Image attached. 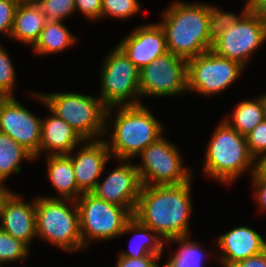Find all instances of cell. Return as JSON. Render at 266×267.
Wrapping results in <instances>:
<instances>
[{
    "mask_svg": "<svg viewBox=\"0 0 266 267\" xmlns=\"http://www.w3.org/2000/svg\"><path fill=\"white\" fill-rule=\"evenodd\" d=\"M3 184L4 183H0V219L6 201L14 193L13 191H10L7 187H5V185Z\"/></svg>",
    "mask_w": 266,
    "mask_h": 267,
    "instance_id": "f35d334b",
    "label": "cell"
},
{
    "mask_svg": "<svg viewBox=\"0 0 266 267\" xmlns=\"http://www.w3.org/2000/svg\"><path fill=\"white\" fill-rule=\"evenodd\" d=\"M129 233L134 234L130 241L129 250H122L118 256L140 258L155 254L162 258L161 256L165 252V241L151 228L142 225L136 218L132 217L126 223L120 237Z\"/></svg>",
    "mask_w": 266,
    "mask_h": 267,
    "instance_id": "7402d4cb",
    "label": "cell"
},
{
    "mask_svg": "<svg viewBox=\"0 0 266 267\" xmlns=\"http://www.w3.org/2000/svg\"><path fill=\"white\" fill-rule=\"evenodd\" d=\"M23 160L34 161V156L7 134L0 132V183L12 174L21 172Z\"/></svg>",
    "mask_w": 266,
    "mask_h": 267,
    "instance_id": "cb8c5ba5",
    "label": "cell"
},
{
    "mask_svg": "<svg viewBox=\"0 0 266 267\" xmlns=\"http://www.w3.org/2000/svg\"><path fill=\"white\" fill-rule=\"evenodd\" d=\"M18 3L37 2L38 0H16Z\"/></svg>",
    "mask_w": 266,
    "mask_h": 267,
    "instance_id": "b9f144b4",
    "label": "cell"
},
{
    "mask_svg": "<svg viewBox=\"0 0 266 267\" xmlns=\"http://www.w3.org/2000/svg\"><path fill=\"white\" fill-rule=\"evenodd\" d=\"M262 105H263V117L264 121H266V94L261 95Z\"/></svg>",
    "mask_w": 266,
    "mask_h": 267,
    "instance_id": "60d3db41",
    "label": "cell"
},
{
    "mask_svg": "<svg viewBox=\"0 0 266 267\" xmlns=\"http://www.w3.org/2000/svg\"><path fill=\"white\" fill-rule=\"evenodd\" d=\"M30 95L68 123L83 140H99L105 137L107 108L98 96L74 92L46 94L34 91H30Z\"/></svg>",
    "mask_w": 266,
    "mask_h": 267,
    "instance_id": "5b68a950",
    "label": "cell"
},
{
    "mask_svg": "<svg viewBox=\"0 0 266 267\" xmlns=\"http://www.w3.org/2000/svg\"><path fill=\"white\" fill-rule=\"evenodd\" d=\"M41 121L14 96L0 97V132L23 146L35 160L39 158Z\"/></svg>",
    "mask_w": 266,
    "mask_h": 267,
    "instance_id": "4fadbf2b",
    "label": "cell"
},
{
    "mask_svg": "<svg viewBox=\"0 0 266 267\" xmlns=\"http://www.w3.org/2000/svg\"><path fill=\"white\" fill-rule=\"evenodd\" d=\"M111 121L114 127L110 133ZM164 129L161 121L143 104L117 106L106 110L105 135L110 137V141L106 140V143L111 156L117 160L137 157L147 146L163 136Z\"/></svg>",
    "mask_w": 266,
    "mask_h": 267,
    "instance_id": "7a4b0ae2",
    "label": "cell"
},
{
    "mask_svg": "<svg viewBox=\"0 0 266 267\" xmlns=\"http://www.w3.org/2000/svg\"><path fill=\"white\" fill-rule=\"evenodd\" d=\"M35 212L37 238L69 253L83 249L76 201L36 196Z\"/></svg>",
    "mask_w": 266,
    "mask_h": 267,
    "instance_id": "8992f818",
    "label": "cell"
},
{
    "mask_svg": "<svg viewBox=\"0 0 266 267\" xmlns=\"http://www.w3.org/2000/svg\"><path fill=\"white\" fill-rule=\"evenodd\" d=\"M141 4L138 0H102L101 19L114 17L127 19L139 13Z\"/></svg>",
    "mask_w": 266,
    "mask_h": 267,
    "instance_id": "f1b7e54d",
    "label": "cell"
},
{
    "mask_svg": "<svg viewBox=\"0 0 266 267\" xmlns=\"http://www.w3.org/2000/svg\"><path fill=\"white\" fill-rule=\"evenodd\" d=\"M77 39L64 21H47L32 49L37 55H54L74 46Z\"/></svg>",
    "mask_w": 266,
    "mask_h": 267,
    "instance_id": "603a6c76",
    "label": "cell"
},
{
    "mask_svg": "<svg viewBox=\"0 0 266 267\" xmlns=\"http://www.w3.org/2000/svg\"><path fill=\"white\" fill-rule=\"evenodd\" d=\"M100 72V98L108 109L142 104L138 68L116 45L106 56Z\"/></svg>",
    "mask_w": 266,
    "mask_h": 267,
    "instance_id": "52a82bcc",
    "label": "cell"
},
{
    "mask_svg": "<svg viewBox=\"0 0 266 267\" xmlns=\"http://www.w3.org/2000/svg\"><path fill=\"white\" fill-rule=\"evenodd\" d=\"M15 77L13 62L5 48L0 44V97L13 96Z\"/></svg>",
    "mask_w": 266,
    "mask_h": 267,
    "instance_id": "4dcf8cb0",
    "label": "cell"
},
{
    "mask_svg": "<svg viewBox=\"0 0 266 267\" xmlns=\"http://www.w3.org/2000/svg\"><path fill=\"white\" fill-rule=\"evenodd\" d=\"M251 155L257 160L266 152V121L260 122L246 135Z\"/></svg>",
    "mask_w": 266,
    "mask_h": 267,
    "instance_id": "1f68e13d",
    "label": "cell"
},
{
    "mask_svg": "<svg viewBox=\"0 0 266 267\" xmlns=\"http://www.w3.org/2000/svg\"><path fill=\"white\" fill-rule=\"evenodd\" d=\"M114 267H158L161 258L155 254H149L140 258L118 256Z\"/></svg>",
    "mask_w": 266,
    "mask_h": 267,
    "instance_id": "836d02e7",
    "label": "cell"
},
{
    "mask_svg": "<svg viewBox=\"0 0 266 267\" xmlns=\"http://www.w3.org/2000/svg\"><path fill=\"white\" fill-rule=\"evenodd\" d=\"M46 21H63L76 12L74 0H38Z\"/></svg>",
    "mask_w": 266,
    "mask_h": 267,
    "instance_id": "f546056e",
    "label": "cell"
},
{
    "mask_svg": "<svg viewBox=\"0 0 266 267\" xmlns=\"http://www.w3.org/2000/svg\"><path fill=\"white\" fill-rule=\"evenodd\" d=\"M18 4L16 0H0V34H6L8 39L13 28L14 14Z\"/></svg>",
    "mask_w": 266,
    "mask_h": 267,
    "instance_id": "d6a6232c",
    "label": "cell"
},
{
    "mask_svg": "<svg viewBox=\"0 0 266 267\" xmlns=\"http://www.w3.org/2000/svg\"><path fill=\"white\" fill-rule=\"evenodd\" d=\"M43 118L41 121V141L39 147V157L47 153L48 155L69 154L84 142L79 134L64 120L54 113Z\"/></svg>",
    "mask_w": 266,
    "mask_h": 267,
    "instance_id": "d6986e66",
    "label": "cell"
},
{
    "mask_svg": "<svg viewBox=\"0 0 266 267\" xmlns=\"http://www.w3.org/2000/svg\"><path fill=\"white\" fill-rule=\"evenodd\" d=\"M176 145L163 136L147 146L139 155L136 167L142 185H179L193 177V171L184 168Z\"/></svg>",
    "mask_w": 266,
    "mask_h": 267,
    "instance_id": "9c48e42d",
    "label": "cell"
},
{
    "mask_svg": "<svg viewBox=\"0 0 266 267\" xmlns=\"http://www.w3.org/2000/svg\"><path fill=\"white\" fill-rule=\"evenodd\" d=\"M222 120L206 147L203 170L209 178L228 186L243 173L252 175L256 171V159L249 151L246 136Z\"/></svg>",
    "mask_w": 266,
    "mask_h": 267,
    "instance_id": "277c9868",
    "label": "cell"
},
{
    "mask_svg": "<svg viewBox=\"0 0 266 267\" xmlns=\"http://www.w3.org/2000/svg\"><path fill=\"white\" fill-rule=\"evenodd\" d=\"M210 4L176 1L162 12L167 51L185 60L210 51L208 36Z\"/></svg>",
    "mask_w": 266,
    "mask_h": 267,
    "instance_id": "3957f363",
    "label": "cell"
},
{
    "mask_svg": "<svg viewBox=\"0 0 266 267\" xmlns=\"http://www.w3.org/2000/svg\"><path fill=\"white\" fill-rule=\"evenodd\" d=\"M0 220L2 230L28 246L37 238L35 199L28 203L21 195L13 193L4 205Z\"/></svg>",
    "mask_w": 266,
    "mask_h": 267,
    "instance_id": "ac0fdd59",
    "label": "cell"
},
{
    "mask_svg": "<svg viewBox=\"0 0 266 267\" xmlns=\"http://www.w3.org/2000/svg\"><path fill=\"white\" fill-rule=\"evenodd\" d=\"M81 145L77 153L74 154L73 150L68 155L71 158L76 184L85 193L95 188L112 156L106 139L84 140Z\"/></svg>",
    "mask_w": 266,
    "mask_h": 267,
    "instance_id": "2e32d148",
    "label": "cell"
},
{
    "mask_svg": "<svg viewBox=\"0 0 266 267\" xmlns=\"http://www.w3.org/2000/svg\"><path fill=\"white\" fill-rule=\"evenodd\" d=\"M192 180L179 185H142L133 217L165 242L190 236Z\"/></svg>",
    "mask_w": 266,
    "mask_h": 267,
    "instance_id": "6da1fadb",
    "label": "cell"
},
{
    "mask_svg": "<svg viewBox=\"0 0 266 267\" xmlns=\"http://www.w3.org/2000/svg\"><path fill=\"white\" fill-rule=\"evenodd\" d=\"M190 237H177L165 242L167 245L171 242L179 244L175 254L170 255V258L164 262L166 267H205V261H207L205 259L209 257L210 253L209 251L206 253V250L199 243L192 241Z\"/></svg>",
    "mask_w": 266,
    "mask_h": 267,
    "instance_id": "484cf974",
    "label": "cell"
},
{
    "mask_svg": "<svg viewBox=\"0 0 266 267\" xmlns=\"http://www.w3.org/2000/svg\"><path fill=\"white\" fill-rule=\"evenodd\" d=\"M29 246L0 228V267L9 262L26 259Z\"/></svg>",
    "mask_w": 266,
    "mask_h": 267,
    "instance_id": "83f0119b",
    "label": "cell"
},
{
    "mask_svg": "<svg viewBox=\"0 0 266 267\" xmlns=\"http://www.w3.org/2000/svg\"><path fill=\"white\" fill-rule=\"evenodd\" d=\"M141 97H171L187 90V60L167 52L144 66L139 74Z\"/></svg>",
    "mask_w": 266,
    "mask_h": 267,
    "instance_id": "7c38bea8",
    "label": "cell"
},
{
    "mask_svg": "<svg viewBox=\"0 0 266 267\" xmlns=\"http://www.w3.org/2000/svg\"><path fill=\"white\" fill-rule=\"evenodd\" d=\"M77 12L90 20L101 19L102 0H74Z\"/></svg>",
    "mask_w": 266,
    "mask_h": 267,
    "instance_id": "e575fe53",
    "label": "cell"
},
{
    "mask_svg": "<svg viewBox=\"0 0 266 267\" xmlns=\"http://www.w3.org/2000/svg\"><path fill=\"white\" fill-rule=\"evenodd\" d=\"M232 267H266V249L259 254L239 261Z\"/></svg>",
    "mask_w": 266,
    "mask_h": 267,
    "instance_id": "8d00e7d4",
    "label": "cell"
},
{
    "mask_svg": "<svg viewBox=\"0 0 266 267\" xmlns=\"http://www.w3.org/2000/svg\"><path fill=\"white\" fill-rule=\"evenodd\" d=\"M46 172L50 183L58 195L49 198L70 199L76 201L83 192L76 184V178L68 154L48 155Z\"/></svg>",
    "mask_w": 266,
    "mask_h": 267,
    "instance_id": "44dd1931",
    "label": "cell"
},
{
    "mask_svg": "<svg viewBox=\"0 0 266 267\" xmlns=\"http://www.w3.org/2000/svg\"><path fill=\"white\" fill-rule=\"evenodd\" d=\"M216 241L217 248L220 250V254L217 255L218 261L225 267H232L239 261L266 249V240L249 226L234 227L218 236Z\"/></svg>",
    "mask_w": 266,
    "mask_h": 267,
    "instance_id": "e0dca14e",
    "label": "cell"
},
{
    "mask_svg": "<svg viewBox=\"0 0 266 267\" xmlns=\"http://www.w3.org/2000/svg\"><path fill=\"white\" fill-rule=\"evenodd\" d=\"M265 42L266 23L248 9L213 42L211 50L220 57L235 60L246 67L249 58Z\"/></svg>",
    "mask_w": 266,
    "mask_h": 267,
    "instance_id": "8fae6325",
    "label": "cell"
},
{
    "mask_svg": "<svg viewBox=\"0 0 266 267\" xmlns=\"http://www.w3.org/2000/svg\"><path fill=\"white\" fill-rule=\"evenodd\" d=\"M76 203L83 248L89 247L90 241L119 238L133 217L126 208L101 200L91 192L83 193Z\"/></svg>",
    "mask_w": 266,
    "mask_h": 267,
    "instance_id": "ba28073f",
    "label": "cell"
},
{
    "mask_svg": "<svg viewBox=\"0 0 266 267\" xmlns=\"http://www.w3.org/2000/svg\"><path fill=\"white\" fill-rule=\"evenodd\" d=\"M248 10V2L245 3L241 14L237 15L232 12H224L221 8L210 4V15L208 22V36L213 43L225 32L230 26L234 25L241 16Z\"/></svg>",
    "mask_w": 266,
    "mask_h": 267,
    "instance_id": "4316f807",
    "label": "cell"
},
{
    "mask_svg": "<svg viewBox=\"0 0 266 267\" xmlns=\"http://www.w3.org/2000/svg\"><path fill=\"white\" fill-rule=\"evenodd\" d=\"M256 170L266 177V152L256 160Z\"/></svg>",
    "mask_w": 266,
    "mask_h": 267,
    "instance_id": "ab89813d",
    "label": "cell"
},
{
    "mask_svg": "<svg viewBox=\"0 0 266 267\" xmlns=\"http://www.w3.org/2000/svg\"><path fill=\"white\" fill-rule=\"evenodd\" d=\"M231 113L232 117L224 120L239 134L246 136L264 120L261 95L250 100H241Z\"/></svg>",
    "mask_w": 266,
    "mask_h": 267,
    "instance_id": "d4e9b609",
    "label": "cell"
},
{
    "mask_svg": "<svg viewBox=\"0 0 266 267\" xmlns=\"http://www.w3.org/2000/svg\"><path fill=\"white\" fill-rule=\"evenodd\" d=\"M248 9L256 13L266 23V0H246Z\"/></svg>",
    "mask_w": 266,
    "mask_h": 267,
    "instance_id": "74e56055",
    "label": "cell"
},
{
    "mask_svg": "<svg viewBox=\"0 0 266 267\" xmlns=\"http://www.w3.org/2000/svg\"><path fill=\"white\" fill-rule=\"evenodd\" d=\"M244 69L235 60L207 51L187 60V90L211 98L230 88Z\"/></svg>",
    "mask_w": 266,
    "mask_h": 267,
    "instance_id": "30bf717a",
    "label": "cell"
},
{
    "mask_svg": "<svg viewBox=\"0 0 266 267\" xmlns=\"http://www.w3.org/2000/svg\"><path fill=\"white\" fill-rule=\"evenodd\" d=\"M46 17L37 2L19 3L14 14L11 39L33 47L46 25Z\"/></svg>",
    "mask_w": 266,
    "mask_h": 267,
    "instance_id": "ffe728a7",
    "label": "cell"
},
{
    "mask_svg": "<svg viewBox=\"0 0 266 267\" xmlns=\"http://www.w3.org/2000/svg\"><path fill=\"white\" fill-rule=\"evenodd\" d=\"M252 181V190H254V200H256L259 210L266 212V177H263L257 170L250 175Z\"/></svg>",
    "mask_w": 266,
    "mask_h": 267,
    "instance_id": "d590c367",
    "label": "cell"
},
{
    "mask_svg": "<svg viewBox=\"0 0 266 267\" xmlns=\"http://www.w3.org/2000/svg\"><path fill=\"white\" fill-rule=\"evenodd\" d=\"M116 161H119V166L103 181L99 180L91 193L101 200L126 208L133 215L142 187L139 173L136 164L130 163V160Z\"/></svg>",
    "mask_w": 266,
    "mask_h": 267,
    "instance_id": "5bb4252c",
    "label": "cell"
},
{
    "mask_svg": "<svg viewBox=\"0 0 266 267\" xmlns=\"http://www.w3.org/2000/svg\"><path fill=\"white\" fill-rule=\"evenodd\" d=\"M117 46L139 71L168 52L165 31L159 22L138 26L121 39Z\"/></svg>",
    "mask_w": 266,
    "mask_h": 267,
    "instance_id": "9a60e30c",
    "label": "cell"
}]
</instances>
